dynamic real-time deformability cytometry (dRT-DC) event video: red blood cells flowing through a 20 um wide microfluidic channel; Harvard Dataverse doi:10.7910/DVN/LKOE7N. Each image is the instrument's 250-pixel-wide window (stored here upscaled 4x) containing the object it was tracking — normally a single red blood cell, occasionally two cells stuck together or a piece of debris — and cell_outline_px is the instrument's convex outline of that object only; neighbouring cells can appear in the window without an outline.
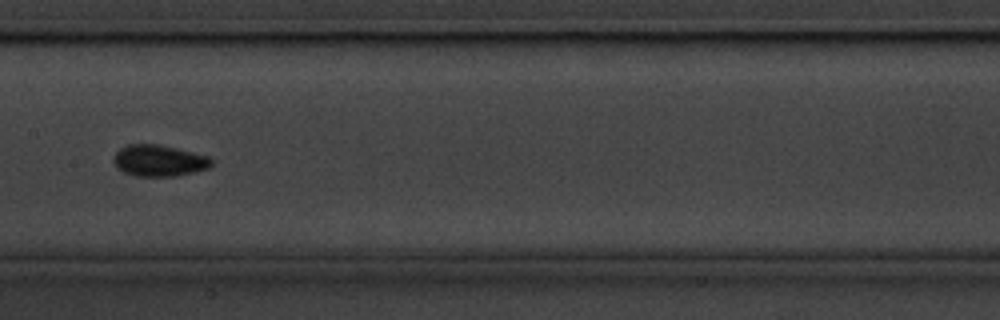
{"species": "common noctule bat (a hibernating species)", "species_latin": "Nyctalus noctula", "temperature_condition": "cold", "stored_images_in_passage": 9, "camera_frame_rate_fps": 3000, "um_per_image_px": 0.085, "animal": {"sex": "male", "body_mass_g": 20.1, "forearm_length_mm": 53.5}, "frame": {"image": 1, "passage_image": 8, "time_ms": 2.333, "image_size_px": [1000, 320], "cell_outline_px": [[212, 164], [208, 168], [176, 176], [136, 176], [124, 172], [116, 168], [112, 160], [112, 156], [120, 148], [128, 144], [160, 144], [208, 156], [212, 160]], "centroid_in_image_um": [13.46, 13.65], "position_along_channel_um": 193.9, "area_um2": 17.98}}
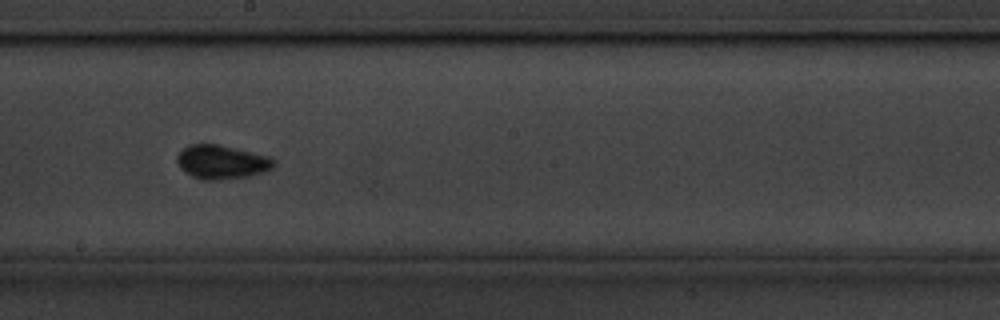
{"frame": {"image": 2, "passage_image": 9, "time_ms": 2.667, "image_size_px": [1000, 320], "cell_outline_px": [[276, 164], [272, 168], [264, 172], [248, 176], [216, 180], [204, 180], [192, 176], [180, 168], [176, 160], [176, 156], [188, 144], [216, 144], [268, 156], [276, 160]], "centroid_in_image_um": [18.83, 13.77], "position_along_channel_um": 229.4, "area_um2": 18.96}}